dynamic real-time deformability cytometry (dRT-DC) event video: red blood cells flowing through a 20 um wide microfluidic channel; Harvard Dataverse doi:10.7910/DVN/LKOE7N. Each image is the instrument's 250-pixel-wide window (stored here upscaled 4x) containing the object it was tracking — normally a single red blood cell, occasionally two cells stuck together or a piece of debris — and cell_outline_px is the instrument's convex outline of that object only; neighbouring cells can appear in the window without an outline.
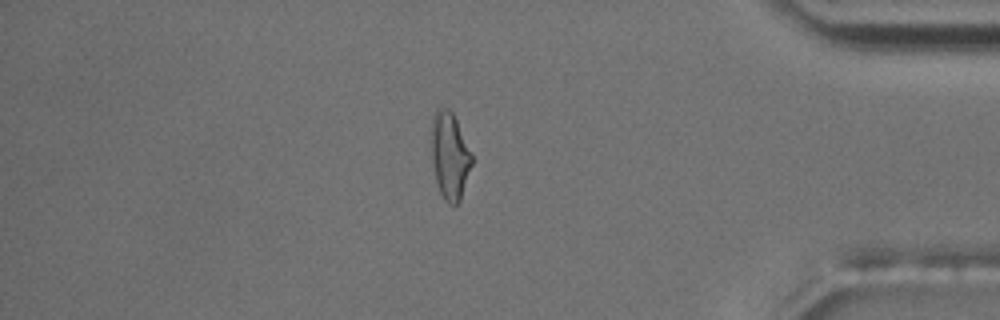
{"species": "common noctule bat (a hibernating species)", "species_latin": "Nyctalus noctula", "temperature_condition": "room temperature", "stored_images_in_passage": 55, "camera_frame_rate_fps": 3000, "um_per_image_px": 0.085, "animal": {"sex": "male", "body_mass_g": 17.5, "forearm_length_mm": 52.3}, "frame": {"image": 1, "passage_image": 47, "time_ms": 15.333, "image_size_px": [1000, 320], "cell_outline_px": [[472, 164], [460, 200], [456, 204], [448, 204], [444, 200], [440, 192], [436, 180], [432, 160], [432, 116], [436, 108], [440, 104], [448, 108], [452, 112], [456, 120], [472, 156]], "centroid_in_image_um": [38.21, 13.2], "position_along_channel_um": 397.0, "area_um2": 20.29}, "authors_computed_cell_mechanics": {"area_um2": 19.5942, "velocity_mm_per_s": 3.6834, "shape_relaxation_time_tau1_ms": null, "shape_relaxation_time_tau2_ms": 1.772, "deformation_change_tau1": null, "deformation_change_tau2": 0.0936}}